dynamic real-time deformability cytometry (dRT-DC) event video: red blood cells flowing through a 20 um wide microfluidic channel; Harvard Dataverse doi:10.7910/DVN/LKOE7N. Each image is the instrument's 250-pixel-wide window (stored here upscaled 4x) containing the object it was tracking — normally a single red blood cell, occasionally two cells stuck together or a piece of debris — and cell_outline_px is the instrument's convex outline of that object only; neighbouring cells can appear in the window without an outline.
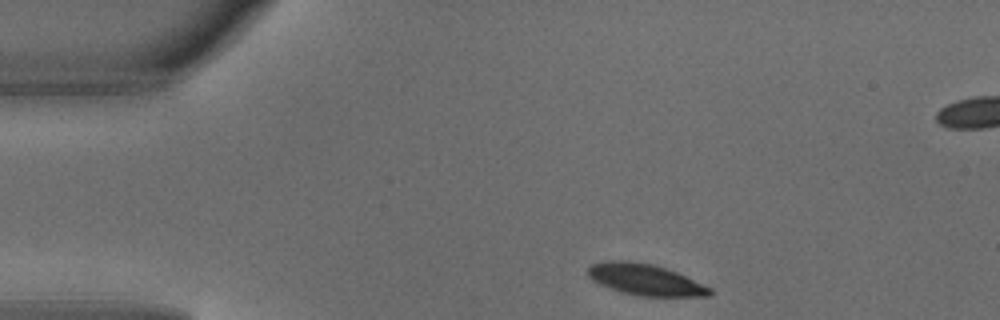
{"species": "common noctule bat (a hibernating species)", "species_latin": "Nyctalus noctula", "temperature_condition": "warm", "stored_images_in_passage": 3, "camera_frame_rate_fps": 3000, "um_per_image_px": 0.085, "animal": {"sex": "male", "body_mass_g": 18.8}, "frame": {"image": 1, "passage_image": 1, "time_ms": 0.0, "image_size_px": [1000, 320], "cell_outline_px": [[712, 292], [708, 296], [640, 296], [624, 292], [600, 284], [592, 280], [588, 276], [588, 268], [592, 264], [604, 260], [628, 260], [652, 264], [676, 272], [712, 288]], "centroid_in_image_um": [54.83, 23.75], "position_along_channel_um": 30.2, "area_um2": 21.96}}